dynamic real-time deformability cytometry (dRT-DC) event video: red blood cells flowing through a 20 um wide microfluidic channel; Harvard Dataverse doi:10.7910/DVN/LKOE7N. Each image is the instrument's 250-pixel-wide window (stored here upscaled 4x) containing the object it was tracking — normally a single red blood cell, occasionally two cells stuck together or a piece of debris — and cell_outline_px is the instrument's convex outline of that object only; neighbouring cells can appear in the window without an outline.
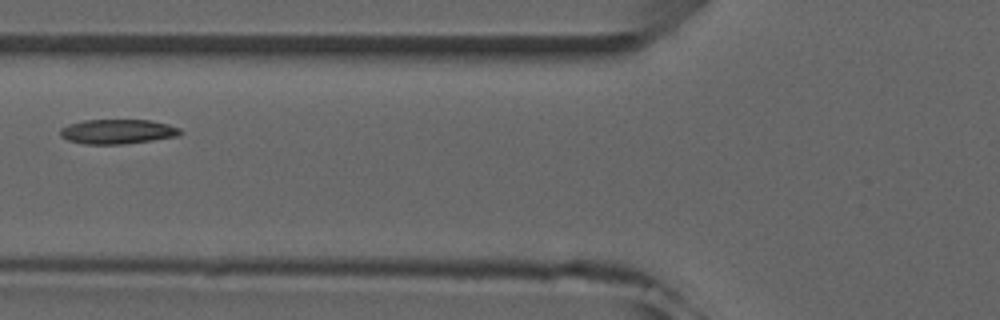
{"species": "common noctule bat (a hibernating species)", "species_latin": "Nyctalus noctula", "temperature_condition": "room temperature", "stored_images_in_passage": 4, "camera_frame_rate_fps": 3000, "um_per_image_px": 0.085, "animal": {"sex": "male", "forearm_length_mm": 52.5}, "frame": {"image": 1, "passage_image": 4, "time_ms": 4.0, "image_size_px": [1000, 320], "cell_outline_px": [[180, 132], [176, 136], [152, 140], [124, 144], [84, 144], [68, 140], [60, 136], [60, 128], [68, 124], [84, 120], [152, 120], [168, 124], [180, 128]], "centroid_in_image_um": [9.95, 11.18], "position_along_channel_um": 115.9, "area_um2": 17.17}}